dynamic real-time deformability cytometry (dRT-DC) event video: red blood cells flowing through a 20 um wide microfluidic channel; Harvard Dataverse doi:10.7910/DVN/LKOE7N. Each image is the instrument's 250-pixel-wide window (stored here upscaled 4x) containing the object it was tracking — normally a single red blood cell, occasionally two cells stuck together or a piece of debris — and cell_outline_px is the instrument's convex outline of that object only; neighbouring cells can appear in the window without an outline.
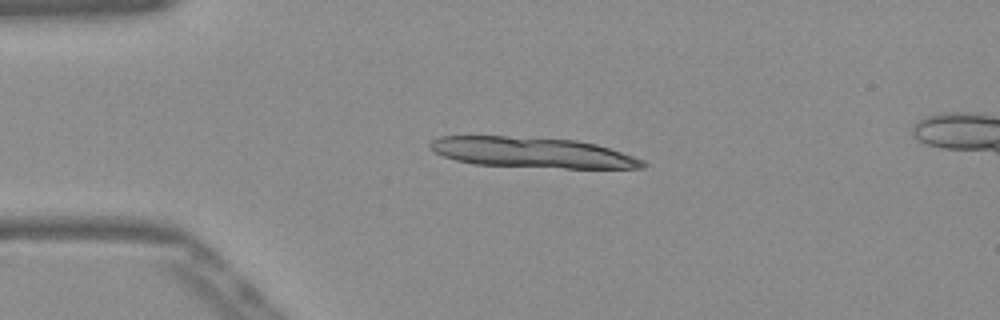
{"species": "Egyptian fruit bat (a non-hibernating species)", "species_latin": "Rousettus aegyptiacus", "temperature_condition": "warm", "stored_images_in_passage": 17, "camera_frame_rate_fps": 3000, "um_per_image_px": 0.085, "frame": {"image": 1, "passage_image": 10, "time_ms": 3.0, "image_size_px": [1000, 320], "cell_outline_px": [[648, 164], [644, 168], [564, 168], [472, 164], [456, 160], [444, 156], [436, 152], [428, 144], [432, 140], [440, 136], [508, 136], [576, 140], [596, 144], [644, 160]], "centroid_in_image_um": [45.25, 12.96], "position_along_channel_um": 39.8, "area_um2": 37.51}}